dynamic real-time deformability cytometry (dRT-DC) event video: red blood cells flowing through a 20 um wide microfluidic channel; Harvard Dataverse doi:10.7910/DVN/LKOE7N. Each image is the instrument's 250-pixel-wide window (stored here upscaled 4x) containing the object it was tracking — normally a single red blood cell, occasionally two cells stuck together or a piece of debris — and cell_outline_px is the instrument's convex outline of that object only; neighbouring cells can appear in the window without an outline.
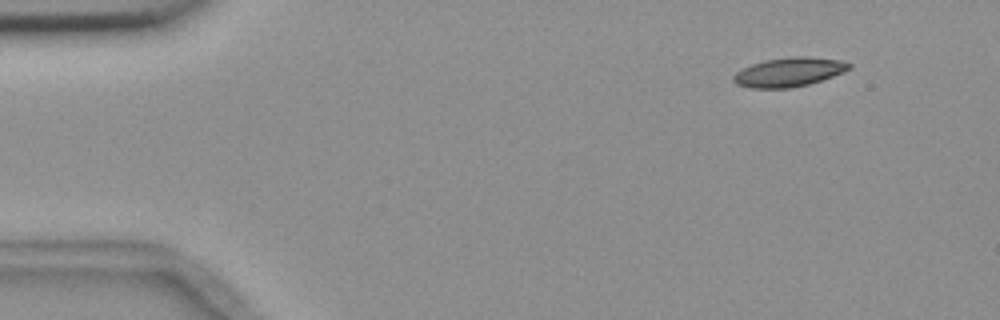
{"species": "common noctule bat (a hibernating species)", "species_latin": "Nyctalus noctula", "temperature_condition": "room temperature", "stored_images_in_passage": 4, "camera_frame_rate_fps": 3000, "um_per_image_px": 0.085, "animal": {"sex": "female", "body_mass_g": 18.4}, "frame": {"image": 1, "passage_image": 1, "time_ms": 0.0, "image_size_px": [1000, 320], "cell_outline_px": [[852, 68], [844, 72], [808, 84], [792, 88], [748, 88], [736, 84], [732, 80], [732, 76], [736, 72], [752, 64], [764, 60], [792, 56], [808, 56], [840, 60], [852, 64]], "centroid_in_image_um": [67.05, 6.12], "position_along_channel_um": 17.9, "area_um2": 19.71}}